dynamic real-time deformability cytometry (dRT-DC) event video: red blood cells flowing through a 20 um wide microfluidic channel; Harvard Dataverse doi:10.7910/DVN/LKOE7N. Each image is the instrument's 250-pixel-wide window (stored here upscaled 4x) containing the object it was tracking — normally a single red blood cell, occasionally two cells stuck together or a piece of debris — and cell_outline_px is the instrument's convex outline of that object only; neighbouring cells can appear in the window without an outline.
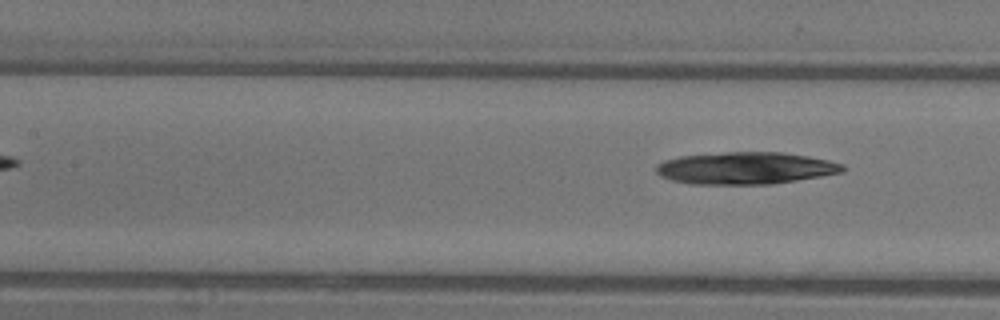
{"species": "common noctule bat (a hibernating species)", "species_latin": "Nyctalus noctula", "temperature_condition": "warm", "stored_images_in_passage": 5, "segment_of_instrument_passage": [2, 2], "camera_frame_rate_fps": 3000, "um_per_image_px": 0.085, "animal": {"sex": "female"}, "frame": {"image": 1, "passage_image": 5, "time_ms": 1.333, "image_size_px": [1000, 320], "cell_outline_px": [[848, 168], [844, 172], [772, 184], [688, 184], [672, 180], [660, 176], [656, 172], [656, 164], [664, 160], [680, 156], [724, 152], [784, 152], [808, 156], [828, 160], [844, 164]], "centroid_in_image_um": [63.37, 14.29], "position_along_channel_um": 144.0, "area_um2": 35.14}}